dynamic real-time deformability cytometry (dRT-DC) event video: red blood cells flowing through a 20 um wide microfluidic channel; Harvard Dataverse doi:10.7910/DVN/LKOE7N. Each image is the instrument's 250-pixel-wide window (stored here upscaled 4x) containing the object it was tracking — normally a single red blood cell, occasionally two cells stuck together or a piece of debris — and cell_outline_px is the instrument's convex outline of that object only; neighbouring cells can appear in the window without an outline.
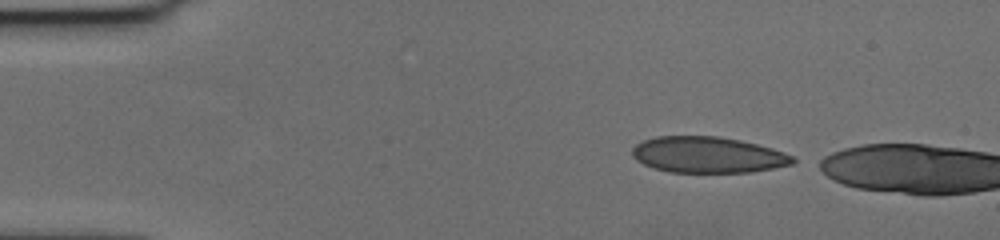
{"species": "human", "species_latin": "Homo sapiens", "temperature_condition": "cold", "stored_images_in_passage": 44, "camera_frame_rate_fps": 3000, "um_per_image_px": 0.085, "donor": {"sex": "female"}, "frame": {"image": 1, "passage_image": 1, "time_ms": 0.0, "image_size_px": [1000, 240], "cell_outline_px": [[796, 160], [792, 164], [772, 168], [748, 172], [668, 172], [652, 168], [636, 160], [632, 156], [632, 148], [636, 144], [644, 140], [656, 136], [716, 136], [740, 140], [772, 148], [784, 152], [792, 156]], "centroid_in_image_um": [60.13, 13.16], "position_along_channel_um": 24.9, "area_um2": 33.7}}
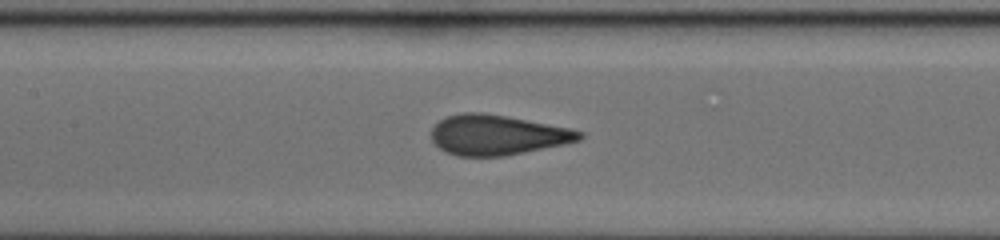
{"frame": {"image": 2, "passage_image": 19, "time_ms": 6.0, "image_size_px": [1000, 240], "cell_outline_px": [[584, 136], [580, 140], [564, 144], [504, 156], [456, 156], [444, 152], [432, 140], [432, 128], [444, 116], [464, 112], [480, 112], [508, 116], [572, 128], [584, 132]], "centroid_in_image_um": [42.28, 11.46], "position_along_channel_um": 165.1, "area_um2": 34.8}}
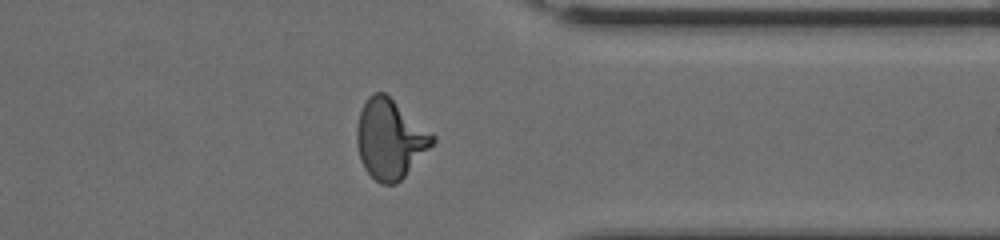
{"frame": {"image": 3, "passage_image": 37, "time_ms": 12.0, "image_size_px": [1000, 240], "cell_outline_px": [[436, 140], [404, 176], [396, 184], [380, 184], [364, 168], [360, 160], [356, 144], [356, 128], [360, 112], [368, 96], [376, 92], [384, 92], [436, 136]], "centroid_in_image_um": [33.12, 11.82], "position_along_channel_um": 378.3, "area_um2": 34.62}, "authors_computed_cell_mechanics": {"area_um2": 34.6511, "velocity_mm_per_s": 3.6525, "shape_relaxation_time_tau1_ms": 6.4836, "shape_relaxation_time_tau2_ms": null, "deformation_change_tau1": 0.2088, "deformation_change_tau2": null}}